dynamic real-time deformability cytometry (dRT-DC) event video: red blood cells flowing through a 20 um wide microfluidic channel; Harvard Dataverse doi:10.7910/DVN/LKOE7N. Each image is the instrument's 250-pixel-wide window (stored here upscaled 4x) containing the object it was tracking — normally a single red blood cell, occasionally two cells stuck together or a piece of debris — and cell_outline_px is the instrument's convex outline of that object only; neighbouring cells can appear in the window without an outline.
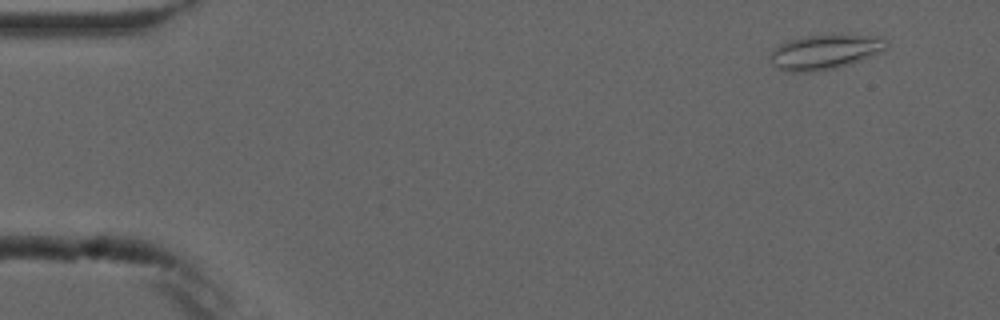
{"species": "common noctule bat (a hibernating species)", "species_latin": "Nyctalus noctula", "temperature_condition": "cold", "stored_images_in_passage": 8, "camera_frame_rate_fps": 3000, "um_per_image_px": 0.085, "animal": {"sex": "male", "forearm_length_mm": 52.5}, "frame": {"image": 1, "passage_image": 1, "time_ms": 0.0, "image_size_px": [1000, 320], "cell_outline_px": [[888, 44], [884, 52], [836, 68], [808, 72], [792, 72], [776, 68], [772, 64], [772, 48], [788, 40], [804, 36], [880, 36], [888, 40]], "centroid_in_image_um": [70.13, 4.43], "position_along_channel_um": 14.9, "area_um2": 23.24}}
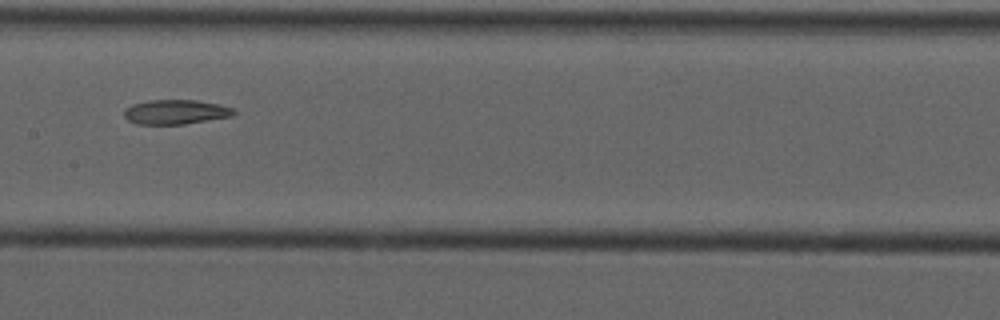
{"frame": {"image": 2, "passage_image": 7, "time_ms": 7.667, "image_size_px": [1000, 320], "cell_outline_px": [[236, 112], [232, 116], [184, 124], [136, 124], [128, 120], [124, 116], [124, 108], [132, 104], [148, 100], [196, 100], [220, 104], [236, 108]], "centroid_in_image_um": [14.94, 9.51], "position_along_channel_um": 192.5, "area_um2": 15.84}}
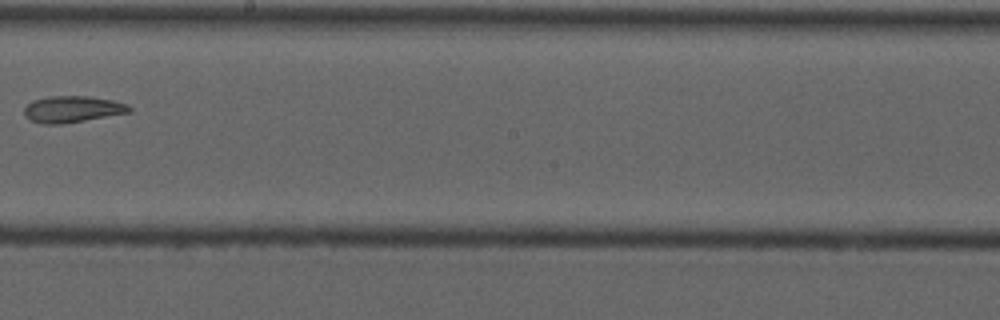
{"frame": {"image": 3, "passage_image": 8, "time_ms": 9.0, "image_size_px": [1000, 320], "cell_outline_px": [[132, 112], [60, 124], [44, 124], [28, 120], [24, 116], [24, 108], [32, 100], [48, 96], [88, 96], [112, 100], [128, 104], [132, 108]], "centroid_in_image_um": [6.13, 9.28], "position_along_channel_um": 242.1, "area_um2": 16.3}}